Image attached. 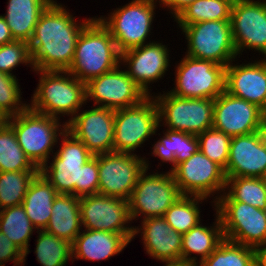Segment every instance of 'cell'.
Masks as SVG:
<instances>
[{
    "mask_svg": "<svg viewBox=\"0 0 266 266\" xmlns=\"http://www.w3.org/2000/svg\"><path fill=\"white\" fill-rule=\"evenodd\" d=\"M7 119V117L0 111V122H3Z\"/></svg>",
    "mask_w": 266,
    "mask_h": 266,
    "instance_id": "cell-47",
    "label": "cell"
},
{
    "mask_svg": "<svg viewBox=\"0 0 266 266\" xmlns=\"http://www.w3.org/2000/svg\"><path fill=\"white\" fill-rule=\"evenodd\" d=\"M250 62L226 66L225 91L266 112V58Z\"/></svg>",
    "mask_w": 266,
    "mask_h": 266,
    "instance_id": "cell-22",
    "label": "cell"
},
{
    "mask_svg": "<svg viewBox=\"0 0 266 266\" xmlns=\"http://www.w3.org/2000/svg\"><path fill=\"white\" fill-rule=\"evenodd\" d=\"M39 170L18 144L13 128L0 122V172Z\"/></svg>",
    "mask_w": 266,
    "mask_h": 266,
    "instance_id": "cell-34",
    "label": "cell"
},
{
    "mask_svg": "<svg viewBox=\"0 0 266 266\" xmlns=\"http://www.w3.org/2000/svg\"><path fill=\"white\" fill-rule=\"evenodd\" d=\"M149 166L146 157L136 153L98 154V193L129 201L140 174Z\"/></svg>",
    "mask_w": 266,
    "mask_h": 266,
    "instance_id": "cell-13",
    "label": "cell"
},
{
    "mask_svg": "<svg viewBox=\"0 0 266 266\" xmlns=\"http://www.w3.org/2000/svg\"><path fill=\"white\" fill-rule=\"evenodd\" d=\"M199 266H258V250L224 239Z\"/></svg>",
    "mask_w": 266,
    "mask_h": 266,
    "instance_id": "cell-33",
    "label": "cell"
},
{
    "mask_svg": "<svg viewBox=\"0 0 266 266\" xmlns=\"http://www.w3.org/2000/svg\"><path fill=\"white\" fill-rule=\"evenodd\" d=\"M226 177H259L266 175V129L233 136L230 142Z\"/></svg>",
    "mask_w": 266,
    "mask_h": 266,
    "instance_id": "cell-21",
    "label": "cell"
},
{
    "mask_svg": "<svg viewBox=\"0 0 266 266\" xmlns=\"http://www.w3.org/2000/svg\"><path fill=\"white\" fill-rule=\"evenodd\" d=\"M114 115L115 110L97 106L78 111L66 124V130L94 156L113 152Z\"/></svg>",
    "mask_w": 266,
    "mask_h": 266,
    "instance_id": "cell-20",
    "label": "cell"
},
{
    "mask_svg": "<svg viewBox=\"0 0 266 266\" xmlns=\"http://www.w3.org/2000/svg\"><path fill=\"white\" fill-rule=\"evenodd\" d=\"M147 97L121 64L86 83V102L93 100L97 107L118 110L137 105Z\"/></svg>",
    "mask_w": 266,
    "mask_h": 266,
    "instance_id": "cell-15",
    "label": "cell"
},
{
    "mask_svg": "<svg viewBox=\"0 0 266 266\" xmlns=\"http://www.w3.org/2000/svg\"><path fill=\"white\" fill-rule=\"evenodd\" d=\"M175 70V87L169 93L180 98L215 99L225 91L226 66L185 55Z\"/></svg>",
    "mask_w": 266,
    "mask_h": 266,
    "instance_id": "cell-9",
    "label": "cell"
},
{
    "mask_svg": "<svg viewBox=\"0 0 266 266\" xmlns=\"http://www.w3.org/2000/svg\"><path fill=\"white\" fill-rule=\"evenodd\" d=\"M58 193L39 172L30 183L22 206L37 230H45L52 215V204Z\"/></svg>",
    "mask_w": 266,
    "mask_h": 266,
    "instance_id": "cell-28",
    "label": "cell"
},
{
    "mask_svg": "<svg viewBox=\"0 0 266 266\" xmlns=\"http://www.w3.org/2000/svg\"><path fill=\"white\" fill-rule=\"evenodd\" d=\"M224 239L259 250L266 243V211L240 201H216Z\"/></svg>",
    "mask_w": 266,
    "mask_h": 266,
    "instance_id": "cell-12",
    "label": "cell"
},
{
    "mask_svg": "<svg viewBox=\"0 0 266 266\" xmlns=\"http://www.w3.org/2000/svg\"><path fill=\"white\" fill-rule=\"evenodd\" d=\"M98 155L89 159L81 168L79 197L97 194L99 186Z\"/></svg>",
    "mask_w": 266,
    "mask_h": 266,
    "instance_id": "cell-41",
    "label": "cell"
},
{
    "mask_svg": "<svg viewBox=\"0 0 266 266\" xmlns=\"http://www.w3.org/2000/svg\"><path fill=\"white\" fill-rule=\"evenodd\" d=\"M203 200H206V198L181 196L170 206L163 217L174 231L183 235L201 223L199 204H202Z\"/></svg>",
    "mask_w": 266,
    "mask_h": 266,
    "instance_id": "cell-35",
    "label": "cell"
},
{
    "mask_svg": "<svg viewBox=\"0 0 266 266\" xmlns=\"http://www.w3.org/2000/svg\"><path fill=\"white\" fill-rule=\"evenodd\" d=\"M159 2L160 7L168 8L169 13H171L174 19L190 4L195 2L196 0H155ZM166 6V7H165Z\"/></svg>",
    "mask_w": 266,
    "mask_h": 266,
    "instance_id": "cell-43",
    "label": "cell"
},
{
    "mask_svg": "<svg viewBox=\"0 0 266 266\" xmlns=\"http://www.w3.org/2000/svg\"><path fill=\"white\" fill-rule=\"evenodd\" d=\"M163 136L152 146V156L160 158L163 163H170L172 171L178 164L189 159L199 150L196 135L177 130L166 129Z\"/></svg>",
    "mask_w": 266,
    "mask_h": 266,
    "instance_id": "cell-29",
    "label": "cell"
},
{
    "mask_svg": "<svg viewBox=\"0 0 266 266\" xmlns=\"http://www.w3.org/2000/svg\"><path fill=\"white\" fill-rule=\"evenodd\" d=\"M120 62L121 53L109 30L94 17L80 33L72 64L67 71L87 83L113 70Z\"/></svg>",
    "mask_w": 266,
    "mask_h": 266,
    "instance_id": "cell-3",
    "label": "cell"
},
{
    "mask_svg": "<svg viewBox=\"0 0 266 266\" xmlns=\"http://www.w3.org/2000/svg\"><path fill=\"white\" fill-rule=\"evenodd\" d=\"M15 41L3 15H0V46Z\"/></svg>",
    "mask_w": 266,
    "mask_h": 266,
    "instance_id": "cell-44",
    "label": "cell"
},
{
    "mask_svg": "<svg viewBox=\"0 0 266 266\" xmlns=\"http://www.w3.org/2000/svg\"><path fill=\"white\" fill-rule=\"evenodd\" d=\"M82 227L87 230L134 234L129 203L121 198L92 194L80 197Z\"/></svg>",
    "mask_w": 266,
    "mask_h": 266,
    "instance_id": "cell-18",
    "label": "cell"
},
{
    "mask_svg": "<svg viewBox=\"0 0 266 266\" xmlns=\"http://www.w3.org/2000/svg\"><path fill=\"white\" fill-rule=\"evenodd\" d=\"M62 137L59 149L55 151L53 157L51 156L52 162L45 163L39 172L58 194H72L79 197L81 168L94 155L67 130Z\"/></svg>",
    "mask_w": 266,
    "mask_h": 266,
    "instance_id": "cell-11",
    "label": "cell"
},
{
    "mask_svg": "<svg viewBox=\"0 0 266 266\" xmlns=\"http://www.w3.org/2000/svg\"><path fill=\"white\" fill-rule=\"evenodd\" d=\"M20 64L29 65L34 70L29 43L15 40L0 46V72L15 76L12 70Z\"/></svg>",
    "mask_w": 266,
    "mask_h": 266,
    "instance_id": "cell-40",
    "label": "cell"
},
{
    "mask_svg": "<svg viewBox=\"0 0 266 266\" xmlns=\"http://www.w3.org/2000/svg\"><path fill=\"white\" fill-rule=\"evenodd\" d=\"M215 216L213 226L207 227L199 223L182 235L181 259L183 262L200 264L224 240L223 229L217 212ZM192 254L195 255L192 256Z\"/></svg>",
    "mask_w": 266,
    "mask_h": 266,
    "instance_id": "cell-27",
    "label": "cell"
},
{
    "mask_svg": "<svg viewBox=\"0 0 266 266\" xmlns=\"http://www.w3.org/2000/svg\"><path fill=\"white\" fill-rule=\"evenodd\" d=\"M159 115L156 101L148 96L141 103L115 110L113 151L134 154L156 135Z\"/></svg>",
    "mask_w": 266,
    "mask_h": 266,
    "instance_id": "cell-8",
    "label": "cell"
},
{
    "mask_svg": "<svg viewBox=\"0 0 266 266\" xmlns=\"http://www.w3.org/2000/svg\"><path fill=\"white\" fill-rule=\"evenodd\" d=\"M12 261L13 266H22L26 259L24 253L0 231V266H6L4 263Z\"/></svg>",
    "mask_w": 266,
    "mask_h": 266,
    "instance_id": "cell-42",
    "label": "cell"
},
{
    "mask_svg": "<svg viewBox=\"0 0 266 266\" xmlns=\"http://www.w3.org/2000/svg\"><path fill=\"white\" fill-rule=\"evenodd\" d=\"M133 235L82 229L72 243V263L75 258L88 261L108 260L120 254L131 243Z\"/></svg>",
    "mask_w": 266,
    "mask_h": 266,
    "instance_id": "cell-24",
    "label": "cell"
},
{
    "mask_svg": "<svg viewBox=\"0 0 266 266\" xmlns=\"http://www.w3.org/2000/svg\"><path fill=\"white\" fill-rule=\"evenodd\" d=\"M147 171L146 168L140 174L128 201L131 222L139 216L142 220L163 217L170 206L182 196L171 171L152 174Z\"/></svg>",
    "mask_w": 266,
    "mask_h": 266,
    "instance_id": "cell-10",
    "label": "cell"
},
{
    "mask_svg": "<svg viewBox=\"0 0 266 266\" xmlns=\"http://www.w3.org/2000/svg\"><path fill=\"white\" fill-rule=\"evenodd\" d=\"M54 0H8L5 21L16 41L29 43L40 15Z\"/></svg>",
    "mask_w": 266,
    "mask_h": 266,
    "instance_id": "cell-25",
    "label": "cell"
},
{
    "mask_svg": "<svg viewBox=\"0 0 266 266\" xmlns=\"http://www.w3.org/2000/svg\"><path fill=\"white\" fill-rule=\"evenodd\" d=\"M5 121L13 128L23 152L39 169L51 160L50 155L55 153L53 149L66 130L65 122L61 124L59 119L37 113L29 107Z\"/></svg>",
    "mask_w": 266,
    "mask_h": 266,
    "instance_id": "cell-4",
    "label": "cell"
},
{
    "mask_svg": "<svg viewBox=\"0 0 266 266\" xmlns=\"http://www.w3.org/2000/svg\"><path fill=\"white\" fill-rule=\"evenodd\" d=\"M168 46L155 40L147 44L128 49L121 53V62L128 75L144 91L152 96L150 83H156L165 77L171 67ZM126 65V66H125Z\"/></svg>",
    "mask_w": 266,
    "mask_h": 266,
    "instance_id": "cell-19",
    "label": "cell"
},
{
    "mask_svg": "<svg viewBox=\"0 0 266 266\" xmlns=\"http://www.w3.org/2000/svg\"><path fill=\"white\" fill-rule=\"evenodd\" d=\"M187 40L185 55L228 66L238 54L232 37L231 20H211L179 26Z\"/></svg>",
    "mask_w": 266,
    "mask_h": 266,
    "instance_id": "cell-6",
    "label": "cell"
},
{
    "mask_svg": "<svg viewBox=\"0 0 266 266\" xmlns=\"http://www.w3.org/2000/svg\"><path fill=\"white\" fill-rule=\"evenodd\" d=\"M266 112L258 105L223 91L214 99L213 128L230 137L265 129Z\"/></svg>",
    "mask_w": 266,
    "mask_h": 266,
    "instance_id": "cell-16",
    "label": "cell"
},
{
    "mask_svg": "<svg viewBox=\"0 0 266 266\" xmlns=\"http://www.w3.org/2000/svg\"><path fill=\"white\" fill-rule=\"evenodd\" d=\"M225 191L216 201H240L266 211V182L264 178L226 177Z\"/></svg>",
    "mask_w": 266,
    "mask_h": 266,
    "instance_id": "cell-30",
    "label": "cell"
},
{
    "mask_svg": "<svg viewBox=\"0 0 266 266\" xmlns=\"http://www.w3.org/2000/svg\"><path fill=\"white\" fill-rule=\"evenodd\" d=\"M66 8L54 0L40 15L29 42L34 70L67 71L71 66L78 37L94 17L77 22Z\"/></svg>",
    "mask_w": 266,
    "mask_h": 266,
    "instance_id": "cell-1",
    "label": "cell"
},
{
    "mask_svg": "<svg viewBox=\"0 0 266 266\" xmlns=\"http://www.w3.org/2000/svg\"><path fill=\"white\" fill-rule=\"evenodd\" d=\"M182 196L213 198V204L226 187L224 169L200 150L171 171ZM221 193V194H220ZM220 194V195H218Z\"/></svg>",
    "mask_w": 266,
    "mask_h": 266,
    "instance_id": "cell-14",
    "label": "cell"
},
{
    "mask_svg": "<svg viewBox=\"0 0 266 266\" xmlns=\"http://www.w3.org/2000/svg\"><path fill=\"white\" fill-rule=\"evenodd\" d=\"M164 92L152 96L158 108L159 128L167 126L170 130L196 136L213 128V99L180 98L167 91Z\"/></svg>",
    "mask_w": 266,
    "mask_h": 266,
    "instance_id": "cell-7",
    "label": "cell"
},
{
    "mask_svg": "<svg viewBox=\"0 0 266 266\" xmlns=\"http://www.w3.org/2000/svg\"><path fill=\"white\" fill-rule=\"evenodd\" d=\"M21 95L18 78L0 72V111L7 118L15 116L29 107V103H22Z\"/></svg>",
    "mask_w": 266,
    "mask_h": 266,
    "instance_id": "cell-39",
    "label": "cell"
},
{
    "mask_svg": "<svg viewBox=\"0 0 266 266\" xmlns=\"http://www.w3.org/2000/svg\"><path fill=\"white\" fill-rule=\"evenodd\" d=\"M199 150L223 169L227 167L232 137L214 128L207 129L198 136Z\"/></svg>",
    "mask_w": 266,
    "mask_h": 266,
    "instance_id": "cell-38",
    "label": "cell"
},
{
    "mask_svg": "<svg viewBox=\"0 0 266 266\" xmlns=\"http://www.w3.org/2000/svg\"><path fill=\"white\" fill-rule=\"evenodd\" d=\"M51 212L45 231L72 244L83 229L80 197L72 194H58L52 204Z\"/></svg>",
    "mask_w": 266,
    "mask_h": 266,
    "instance_id": "cell-26",
    "label": "cell"
},
{
    "mask_svg": "<svg viewBox=\"0 0 266 266\" xmlns=\"http://www.w3.org/2000/svg\"><path fill=\"white\" fill-rule=\"evenodd\" d=\"M165 265L163 266H199L198 264L195 263H188V262H170V263H164Z\"/></svg>",
    "mask_w": 266,
    "mask_h": 266,
    "instance_id": "cell-46",
    "label": "cell"
},
{
    "mask_svg": "<svg viewBox=\"0 0 266 266\" xmlns=\"http://www.w3.org/2000/svg\"><path fill=\"white\" fill-rule=\"evenodd\" d=\"M36 260L41 266H66L72 259V244L45 230H37Z\"/></svg>",
    "mask_w": 266,
    "mask_h": 266,
    "instance_id": "cell-36",
    "label": "cell"
},
{
    "mask_svg": "<svg viewBox=\"0 0 266 266\" xmlns=\"http://www.w3.org/2000/svg\"><path fill=\"white\" fill-rule=\"evenodd\" d=\"M39 170L0 172V210L22 205L28 187Z\"/></svg>",
    "mask_w": 266,
    "mask_h": 266,
    "instance_id": "cell-37",
    "label": "cell"
},
{
    "mask_svg": "<svg viewBox=\"0 0 266 266\" xmlns=\"http://www.w3.org/2000/svg\"><path fill=\"white\" fill-rule=\"evenodd\" d=\"M140 233L144 250L150 257L163 263L181 262L182 234L174 231L164 217L141 220L134 226V235Z\"/></svg>",
    "mask_w": 266,
    "mask_h": 266,
    "instance_id": "cell-23",
    "label": "cell"
},
{
    "mask_svg": "<svg viewBox=\"0 0 266 266\" xmlns=\"http://www.w3.org/2000/svg\"><path fill=\"white\" fill-rule=\"evenodd\" d=\"M35 230L37 229L29 220L22 205L0 210V231L24 253V258L30 252L29 240Z\"/></svg>",
    "mask_w": 266,
    "mask_h": 266,
    "instance_id": "cell-31",
    "label": "cell"
},
{
    "mask_svg": "<svg viewBox=\"0 0 266 266\" xmlns=\"http://www.w3.org/2000/svg\"><path fill=\"white\" fill-rule=\"evenodd\" d=\"M231 28L239 58L245 49L266 58V0H234Z\"/></svg>",
    "mask_w": 266,
    "mask_h": 266,
    "instance_id": "cell-17",
    "label": "cell"
},
{
    "mask_svg": "<svg viewBox=\"0 0 266 266\" xmlns=\"http://www.w3.org/2000/svg\"><path fill=\"white\" fill-rule=\"evenodd\" d=\"M39 73L29 108L37 113L55 117L74 115L86 104V83L80 81L68 71L33 70Z\"/></svg>",
    "mask_w": 266,
    "mask_h": 266,
    "instance_id": "cell-2",
    "label": "cell"
},
{
    "mask_svg": "<svg viewBox=\"0 0 266 266\" xmlns=\"http://www.w3.org/2000/svg\"><path fill=\"white\" fill-rule=\"evenodd\" d=\"M234 0H196L175 19L178 26L211 20H231Z\"/></svg>",
    "mask_w": 266,
    "mask_h": 266,
    "instance_id": "cell-32",
    "label": "cell"
},
{
    "mask_svg": "<svg viewBox=\"0 0 266 266\" xmlns=\"http://www.w3.org/2000/svg\"><path fill=\"white\" fill-rule=\"evenodd\" d=\"M157 4L155 0H131L114 9L108 17H98L109 30L120 53L149 43L146 40L153 30Z\"/></svg>",
    "mask_w": 266,
    "mask_h": 266,
    "instance_id": "cell-5",
    "label": "cell"
},
{
    "mask_svg": "<svg viewBox=\"0 0 266 266\" xmlns=\"http://www.w3.org/2000/svg\"><path fill=\"white\" fill-rule=\"evenodd\" d=\"M258 266H266V243L258 250Z\"/></svg>",
    "mask_w": 266,
    "mask_h": 266,
    "instance_id": "cell-45",
    "label": "cell"
}]
</instances>
